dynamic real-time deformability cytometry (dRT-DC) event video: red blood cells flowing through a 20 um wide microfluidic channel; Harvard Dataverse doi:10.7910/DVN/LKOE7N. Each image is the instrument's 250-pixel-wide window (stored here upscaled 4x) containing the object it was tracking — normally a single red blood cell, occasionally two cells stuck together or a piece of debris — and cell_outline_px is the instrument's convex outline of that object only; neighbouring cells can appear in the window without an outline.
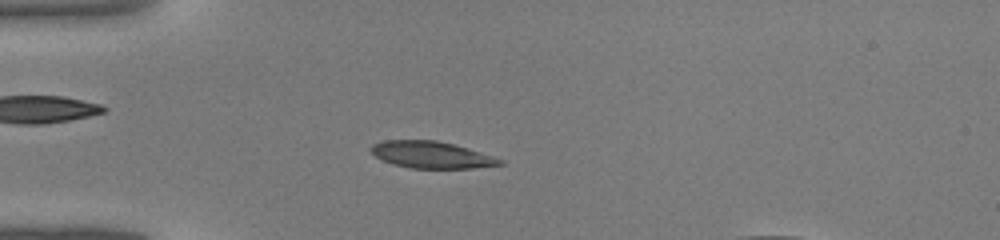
{"species": "common noctule bat (a hibernating species)", "species_latin": "Nyctalus noctula", "temperature_condition": "warm", "stored_images_in_passage": 44, "camera_frame_rate_fps": 3000, "um_per_image_px": 0.085, "animal": {"sex": "male", "body_mass_g": 19.0, "forearm_length_mm": 50.8}, "frame": {"image": 1, "passage_image": 12, "time_ms": 3.667, "image_size_px": [1000, 240], "cell_outline_px": [[504, 164], [472, 168], [412, 168], [396, 164], [384, 160], [376, 156], [368, 148], [372, 144], [384, 140], [436, 140], [468, 148], [504, 160]], "centroid_in_image_um": [36.67, 13.15], "position_along_channel_um": 48.3, "area_um2": 19.88}}
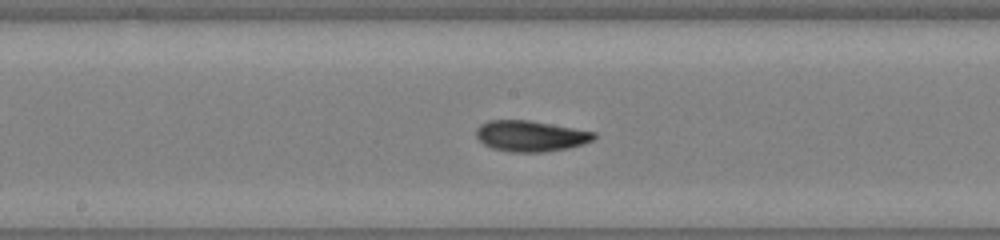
{"frame": {"image": 2, "passage_image": 23, "time_ms": 7.333, "image_size_px": [1000, 240], "cell_outline_px": [[596, 136], [592, 140], [580, 144], [564, 148], [540, 152], [512, 152], [492, 148], [484, 144], [476, 136], [476, 128], [480, 124], [488, 120], [528, 120], [596, 132]], "centroid_in_image_um": [45.04, 11.55], "position_along_channel_um": 203.2, "area_um2": 20.87}}
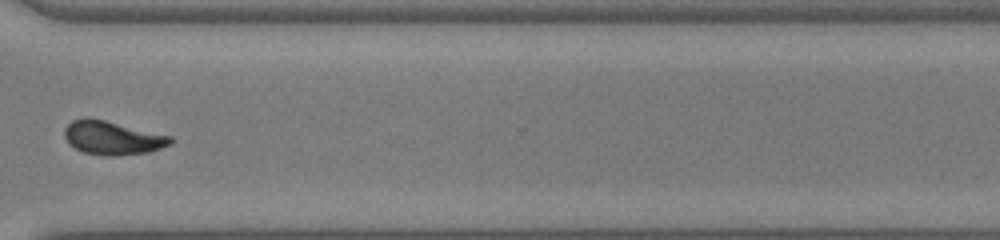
{"frame": {"image": 3, "passage_image": 33, "time_ms": 10.667, "image_size_px": [1000, 240], "cell_outline_px": [[172, 140], [168, 144], [160, 148], [148, 152], [116, 156], [108, 156], [84, 152], [76, 148], [64, 136], [64, 128], [72, 120], [84, 116], [88, 116], [172, 136]], "centroid_in_image_um": [9.53, 11.69], "position_along_channel_um": 361.1, "area_um2": 20.63}}